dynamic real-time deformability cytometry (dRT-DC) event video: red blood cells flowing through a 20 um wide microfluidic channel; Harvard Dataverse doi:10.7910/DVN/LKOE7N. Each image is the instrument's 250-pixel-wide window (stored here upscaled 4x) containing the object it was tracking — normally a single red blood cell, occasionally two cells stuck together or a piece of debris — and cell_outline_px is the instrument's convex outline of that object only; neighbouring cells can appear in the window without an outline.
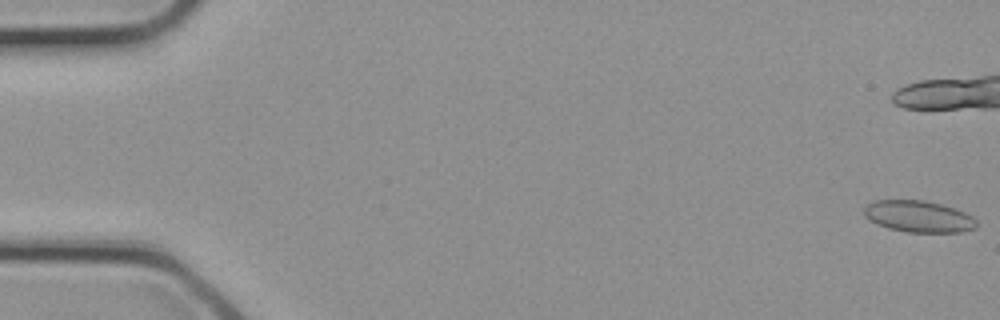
{"species": "common noctule bat (a hibernating species)", "species_latin": "Nyctalus noctula", "temperature_condition": "cold", "stored_images_in_passage": 13, "camera_frame_rate_fps": 3000, "um_per_image_px": 0.085, "animal": {"sex": "female", "body_mass_g": 21.9}, "frame": {"image": 1, "passage_image": 1, "time_ms": 0.0, "image_size_px": [1000, 320], "cell_outline_px": [[976, 228], [960, 232], [908, 232], [888, 228], [868, 220], [864, 216], [864, 208], [872, 200], [924, 200], [956, 208], [972, 216], [976, 220]], "centroid_in_image_um": [78.06, 18.39], "position_along_channel_um": 6.9, "area_um2": 20.75}}